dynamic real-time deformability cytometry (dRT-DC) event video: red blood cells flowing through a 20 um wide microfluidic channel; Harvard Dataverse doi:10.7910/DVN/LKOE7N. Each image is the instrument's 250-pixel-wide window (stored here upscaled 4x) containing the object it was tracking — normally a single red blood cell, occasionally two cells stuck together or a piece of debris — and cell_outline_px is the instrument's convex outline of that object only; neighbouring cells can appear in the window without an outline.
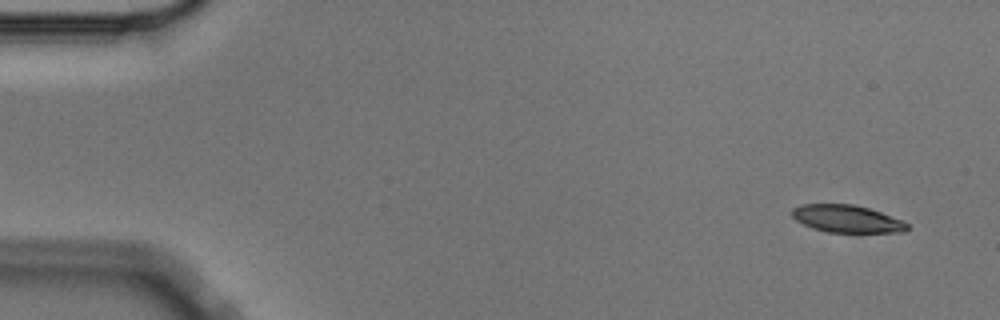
{"species": "Egyptian fruit bat (a non-hibernating species)", "species_latin": "Rousettus aegyptiacus", "temperature_condition": "cold", "stored_images_in_passage": 5, "camera_frame_rate_fps": 3000, "um_per_image_px": 0.085, "animal": {"sex": "male"}, "frame": {"image": 1, "passage_image": 1, "time_ms": 0.0, "image_size_px": [1000, 320], "cell_outline_px": [[908, 228], [904, 232], [828, 232], [812, 228], [796, 220], [792, 216], [792, 208], [800, 204], [852, 204], [868, 208], [904, 220], [908, 224]], "centroid_in_image_um": [71.98, 18.59], "position_along_channel_um": 13.0, "area_um2": 18.38}}
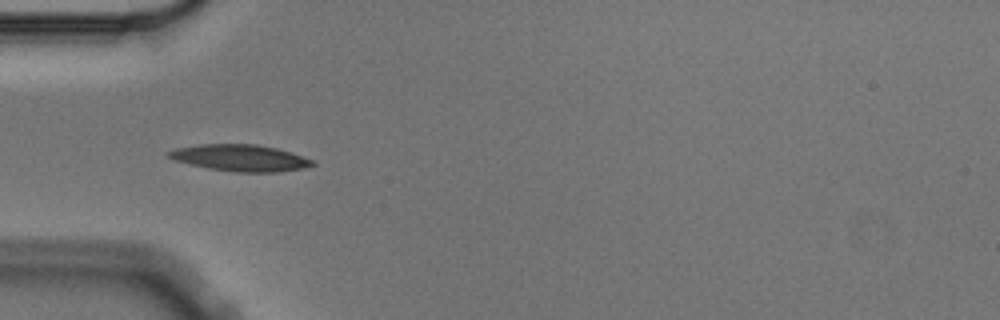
{"frame": {"image": 2, "passage_image": 4, "time_ms": 1.0, "image_size_px": [1000, 320], "cell_outline_px": [[316, 164], [304, 168], [280, 172], [236, 172], [208, 168], [176, 160], [164, 156], [164, 152], [176, 148], [200, 144], [256, 144], [276, 148], [312, 160]], "centroid_in_image_um": [20.37, 13.42], "position_along_channel_um": 64.6, "area_um2": 22.14}}
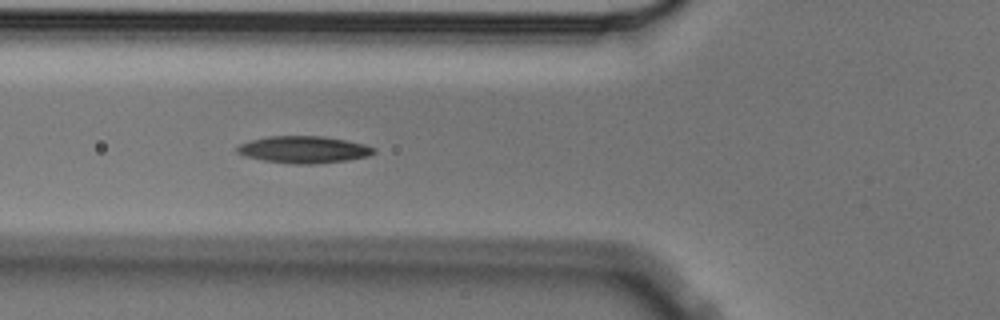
{"frame": {"image": 3, "passage_image": 5, "time_ms": 1.333, "image_size_px": [1000, 320], "cell_outline_px": [[376, 152], [368, 156], [348, 160], [312, 164], [296, 164], [264, 160], [248, 156], [236, 152], [236, 148], [240, 144], [252, 140], [268, 136], [324, 136], [364, 144], [376, 148]], "centroid_in_image_um": [25.85, 12.71], "position_along_channel_um": 99.9, "area_um2": 21.27}}